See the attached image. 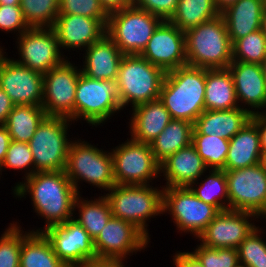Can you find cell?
I'll return each mask as SVG.
<instances>
[{
	"label": "cell",
	"instance_id": "8d00e7d4",
	"mask_svg": "<svg viewBox=\"0 0 266 267\" xmlns=\"http://www.w3.org/2000/svg\"><path fill=\"white\" fill-rule=\"evenodd\" d=\"M266 58V35L259 29L232 45V61L262 65Z\"/></svg>",
	"mask_w": 266,
	"mask_h": 267
},
{
	"label": "cell",
	"instance_id": "7a4b0ae2",
	"mask_svg": "<svg viewBox=\"0 0 266 267\" xmlns=\"http://www.w3.org/2000/svg\"><path fill=\"white\" fill-rule=\"evenodd\" d=\"M206 68L183 65L166 72L159 99L172 119L195 123L205 110Z\"/></svg>",
	"mask_w": 266,
	"mask_h": 267
},
{
	"label": "cell",
	"instance_id": "d6a6232c",
	"mask_svg": "<svg viewBox=\"0 0 266 267\" xmlns=\"http://www.w3.org/2000/svg\"><path fill=\"white\" fill-rule=\"evenodd\" d=\"M189 188L205 203L216 206L220 211L229 210L227 179L224 170L208 169Z\"/></svg>",
	"mask_w": 266,
	"mask_h": 267
},
{
	"label": "cell",
	"instance_id": "b9f144b4",
	"mask_svg": "<svg viewBox=\"0 0 266 267\" xmlns=\"http://www.w3.org/2000/svg\"><path fill=\"white\" fill-rule=\"evenodd\" d=\"M59 14L82 15L108 22L109 12L100 0H59Z\"/></svg>",
	"mask_w": 266,
	"mask_h": 267
},
{
	"label": "cell",
	"instance_id": "30bf717a",
	"mask_svg": "<svg viewBox=\"0 0 266 267\" xmlns=\"http://www.w3.org/2000/svg\"><path fill=\"white\" fill-rule=\"evenodd\" d=\"M221 211L199 199L189 187H164L163 215L170 219L180 234H190L195 240Z\"/></svg>",
	"mask_w": 266,
	"mask_h": 267
},
{
	"label": "cell",
	"instance_id": "9f6ffc18",
	"mask_svg": "<svg viewBox=\"0 0 266 267\" xmlns=\"http://www.w3.org/2000/svg\"><path fill=\"white\" fill-rule=\"evenodd\" d=\"M262 68H263V72H264V77L266 79V58H265V60L262 63Z\"/></svg>",
	"mask_w": 266,
	"mask_h": 267
},
{
	"label": "cell",
	"instance_id": "2e32d148",
	"mask_svg": "<svg viewBox=\"0 0 266 267\" xmlns=\"http://www.w3.org/2000/svg\"><path fill=\"white\" fill-rule=\"evenodd\" d=\"M150 239L134 224L111 217L94 240L97 258L130 259L150 247Z\"/></svg>",
	"mask_w": 266,
	"mask_h": 267
},
{
	"label": "cell",
	"instance_id": "db71d44e",
	"mask_svg": "<svg viewBox=\"0 0 266 267\" xmlns=\"http://www.w3.org/2000/svg\"><path fill=\"white\" fill-rule=\"evenodd\" d=\"M0 5H20V0H0Z\"/></svg>",
	"mask_w": 266,
	"mask_h": 267
},
{
	"label": "cell",
	"instance_id": "6da1fadb",
	"mask_svg": "<svg viewBox=\"0 0 266 267\" xmlns=\"http://www.w3.org/2000/svg\"><path fill=\"white\" fill-rule=\"evenodd\" d=\"M11 191L18 200L29 196L34 213L45 220L44 226L34 227L31 232H42L73 219L78 193L65 171L35 172L24 181L16 182Z\"/></svg>",
	"mask_w": 266,
	"mask_h": 267
},
{
	"label": "cell",
	"instance_id": "d6986e66",
	"mask_svg": "<svg viewBox=\"0 0 266 267\" xmlns=\"http://www.w3.org/2000/svg\"><path fill=\"white\" fill-rule=\"evenodd\" d=\"M139 55L165 72L186 65L184 31L170 21L163 20Z\"/></svg>",
	"mask_w": 266,
	"mask_h": 267
},
{
	"label": "cell",
	"instance_id": "9c48e42d",
	"mask_svg": "<svg viewBox=\"0 0 266 267\" xmlns=\"http://www.w3.org/2000/svg\"><path fill=\"white\" fill-rule=\"evenodd\" d=\"M163 20L133 5L109 13L106 35L124 55H139Z\"/></svg>",
	"mask_w": 266,
	"mask_h": 267
},
{
	"label": "cell",
	"instance_id": "681fc988",
	"mask_svg": "<svg viewBox=\"0 0 266 267\" xmlns=\"http://www.w3.org/2000/svg\"><path fill=\"white\" fill-rule=\"evenodd\" d=\"M11 138L6 127L0 126V165L4 161Z\"/></svg>",
	"mask_w": 266,
	"mask_h": 267
},
{
	"label": "cell",
	"instance_id": "52a82bcc",
	"mask_svg": "<svg viewBox=\"0 0 266 267\" xmlns=\"http://www.w3.org/2000/svg\"><path fill=\"white\" fill-rule=\"evenodd\" d=\"M121 110L116 80L93 79L80 74L74 104V123L83 120L96 128L105 125Z\"/></svg>",
	"mask_w": 266,
	"mask_h": 267
},
{
	"label": "cell",
	"instance_id": "4fadbf2b",
	"mask_svg": "<svg viewBox=\"0 0 266 267\" xmlns=\"http://www.w3.org/2000/svg\"><path fill=\"white\" fill-rule=\"evenodd\" d=\"M69 59L43 75L42 107L47 116L69 118L74 125L76 88L82 71Z\"/></svg>",
	"mask_w": 266,
	"mask_h": 267
},
{
	"label": "cell",
	"instance_id": "9a60e30c",
	"mask_svg": "<svg viewBox=\"0 0 266 267\" xmlns=\"http://www.w3.org/2000/svg\"><path fill=\"white\" fill-rule=\"evenodd\" d=\"M7 49H0V88L14 105L42 106L43 74L7 57Z\"/></svg>",
	"mask_w": 266,
	"mask_h": 267
},
{
	"label": "cell",
	"instance_id": "ab89813d",
	"mask_svg": "<svg viewBox=\"0 0 266 267\" xmlns=\"http://www.w3.org/2000/svg\"><path fill=\"white\" fill-rule=\"evenodd\" d=\"M7 169L20 170L21 174L24 173L22 181L34 174V160L28 143L11 140L5 159L0 165L1 175L2 171Z\"/></svg>",
	"mask_w": 266,
	"mask_h": 267
},
{
	"label": "cell",
	"instance_id": "60d3db41",
	"mask_svg": "<svg viewBox=\"0 0 266 267\" xmlns=\"http://www.w3.org/2000/svg\"><path fill=\"white\" fill-rule=\"evenodd\" d=\"M191 251L203 267H236L239 263L238 250L234 248H211L200 242Z\"/></svg>",
	"mask_w": 266,
	"mask_h": 267
},
{
	"label": "cell",
	"instance_id": "f907efd6",
	"mask_svg": "<svg viewBox=\"0 0 266 267\" xmlns=\"http://www.w3.org/2000/svg\"><path fill=\"white\" fill-rule=\"evenodd\" d=\"M101 4L110 13L132 5L133 0H100Z\"/></svg>",
	"mask_w": 266,
	"mask_h": 267
},
{
	"label": "cell",
	"instance_id": "ee69618b",
	"mask_svg": "<svg viewBox=\"0 0 266 267\" xmlns=\"http://www.w3.org/2000/svg\"><path fill=\"white\" fill-rule=\"evenodd\" d=\"M179 0H133L132 5L143 9L162 20L169 21L174 15Z\"/></svg>",
	"mask_w": 266,
	"mask_h": 267
},
{
	"label": "cell",
	"instance_id": "5b68a950",
	"mask_svg": "<svg viewBox=\"0 0 266 267\" xmlns=\"http://www.w3.org/2000/svg\"><path fill=\"white\" fill-rule=\"evenodd\" d=\"M83 140V141H82ZM77 138L70 144L65 174L78 194L82 182L107 192L114 185L113 157L111 151L97 147L94 143ZM81 183V184H80Z\"/></svg>",
	"mask_w": 266,
	"mask_h": 267
},
{
	"label": "cell",
	"instance_id": "83f0119b",
	"mask_svg": "<svg viewBox=\"0 0 266 267\" xmlns=\"http://www.w3.org/2000/svg\"><path fill=\"white\" fill-rule=\"evenodd\" d=\"M232 75L228 68H206L205 110L238 108Z\"/></svg>",
	"mask_w": 266,
	"mask_h": 267
},
{
	"label": "cell",
	"instance_id": "74e56055",
	"mask_svg": "<svg viewBox=\"0 0 266 267\" xmlns=\"http://www.w3.org/2000/svg\"><path fill=\"white\" fill-rule=\"evenodd\" d=\"M263 227L253 230L237 248L239 263L246 267H266V239Z\"/></svg>",
	"mask_w": 266,
	"mask_h": 267
},
{
	"label": "cell",
	"instance_id": "3957f363",
	"mask_svg": "<svg viewBox=\"0 0 266 267\" xmlns=\"http://www.w3.org/2000/svg\"><path fill=\"white\" fill-rule=\"evenodd\" d=\"M155 186V187H154ZM117 185L107 193L112 217L126 220L139 228L150 240V219L163 215L162 185ZM161 188V189H160ZM150 220V221H149Z\"/></svg>",
	"mask_w": 266,
	"mask_h": 267
},
{
	"label": "cell",
	"instance_id": "11a10c76",
	"mask_svg": "<svg viewBox=\"0 0 266 267\" xmlns=\"http://www.w3.org/2000/svg\"><path fill=\"white\" fill-rule=\"evenodd\" d=\"M260 164L263 166V169L266 171V153L262 154Z\"/></svg>",
	"mask_w": 266,
	"mask_h": 267
},
{
	"label": "cell",
	"instance_id": "816d5d0a",
	"mask_svg": "<svg viewBox=\"0 0 266 267\" xmlns=\"http://www.w3.org/2000/svg\"><path fill=\"white\" fill-rule=\"evenodd\" d=\"M237 0H215L216 7L219 11H223L227 6L235 3Z\"/></svg>",
	"mask_w": 266,
	"mask_h": 267
},
{
	"label": "cell",
	"instance_id": "7dc6e473",
	"mask_svg": "<svg viewBox=\"0 0 266 267\" xmlns=\"http://www.w3.org/2000/svg\"><path fill=\"white\" fill-rule=\"evenodd\" d=\"M251 120L258 128L262 153H266V111L253 114Z\"/></svg>",
	"mask_w": 266,
	"mask_h": 267
},
{
	"label": "cell",
	"instance_id": "f546056e",
	"mask_svg": "<svg viewBox=\"0 0 266 267\" xmlns=\"http://www.w3.org/2000/svg\"><path fill=\"white\" fill-rule=\"evenodd\" d=\"M22 228V244L20 267H68L61 261L51 243L42 232L24 231Z\"/></svg>",
	"mask_w": 266,
	"mask_h": 267
},
{
	"label": "cell",
	"instance_id": "6f0895ef",
	"mask_svg": "<svg viewBox=\"0 0 266 267\" xmlns=\"http://www.w3.org/2000/svg\"><path fill=\"white\" fill-rule=\"evenodd\" d=\"M236 267H246V266H244L242 264H238Z\"/></svg>",
	"mask_w": 266,
	"mask_h": 267
},
{
	"label": "cell",
	"instance_id": "bcb514c9",
	"mask_svg": "<svg viewBox=\"0 0 266 267\" xmlns=\"http://www.w3.org/2000/svg\"><path fill=\"white\" fill-rule=\"evenodd\" d=\"M126 264L125 259L95 258L86 261L79 267H126Z\"/></svg>",
	"mask_w": 266,
	"mask_h": 267
},
{
	"label": "cell",
	"instance_id": "ffe728a7",
	"mask_svg": "<svg viewBox=\"0 0 266 267\" xmlns=\"http://www.w3.org/2000/svg\"><path fill=\"white\" fill-rule=\"evenodd\" d=\"M106 25L107 23L103 19L75 14H59L52 28L64 55L66 51L71 52V49L78 53L80 50L82 52L99 41L106 34Z\"/></svg>",
	"mask_w": 266,
	"mask_h": 267
},
{
	"label": "cell",
	"instance_id": "7402d4cb",
	"mask_svg": "<svg viewBox=\"0 0 266 267\" xmlns=\"http://www.w3.org/2000/svg\"><path fill=\"white\" fill-rule=\"evenodd\" d=\"M207 170L195 147L190 144L179 149L160 165V178L162 176L166 181L163 187H189Z\"/></svg>",
	"mask_w": 266,
	"mask_h": 267
},
{
	"label": "cell",
	"instance_id": "1f68e13d",
	"mask_svg": "<svg viewBox=\"0 0 266 267\" xmlns=\"http://www.w3.org/2000/svg\"><path fill=\"white\" fill-rule=\"evenodd\" d=\"M46 116L42 106L14 105L4 126L8 130L11 140L29 143Z\"/></svg>",
	"mask_w": 266,
	"mask_h": 267
},
{
	"label": "cell",
	"instance_id": "7bdbcfd3",
	"mask_svg": "<svg viewBox=\"0 0 266 267\" xmlns=\"http://www.w3.org/2000/svg\"><path fill=\"white\" fill-rule=\"evenodd\" d=\"M30 27L26 23L20 5H0V30L5 33L20 34Z\"/></svg>",
	"mask_w": 266,
	"mask_h": 267
},
{
	"label": "cell",
	"instance_id": "4dcf8cb0",
	"mask_svg": "<svg viewBox=\"0 0 266 267\" xmlns=\"http://www.w3.org/2000/svg\"><path fill=\"white\" fill-rule=\"evenodd\" d=\"M194 124L172 119L165 129L150 143L156 162L161 165L179 149L192 144Z\"/></svg>",
	"mask_w": 266,
	"mask_h": 267
},
{
	"label": "cell",
	"instance_id": "277c9868",
	"mask_svg": "<svg viewBox=\"0 0 266 267\" xmlns=\"http://www.w3.org/2000/svg\"><path fill=\"white\" fill-rule=\"evenodd\" d=\"M187 64L207 69L228 68L232 43L222 15L185 32Z\"/></svg>",
	"mask_w": 266,
	"mask_h": 267
},
{
	"label": "cell",
	"instance_id": "f6af8a7d",
	"mask_svg": "<svg viewBox=\"0 0 266 267\" xmlns=\"http://www.w3.org/2000/svg\"><path fill=\"white\" fill-rule=\"evenodd\" d=\"M174 267H203L198 258L190 251H177L172 254Z\"/></svg>",
	"mask_w": 266,
	"mask_h": 267
},
{
	"label": "cell",
	"instance_id": "5bb4252c",
	"mask_svg": "<svg viewBox=\"0 0 266 267\" xmlns=\"http://www.w3.org/2000/svg\"><path fill=\"white\" fill-rule=\"evenodd\" d=\"M15 40L18 58H12L43 75L68 59L61 52L52 27L29 28Z\"/></svg>",
	"mask_w": 266,
	"mask_h": 267
},
{
	"label": "cell",
	"instance_id": "4316f807",
	"mask_svg": "<svg viewBox=\"0 0 266 267\" xmlns=\"http://www.w3.org/2000/svg\"><path fill=\"white\" fill-rule=\"evenodd\" d=\"M262 150L257 125L250 120L229 140V150L222 170H235L260 163Z\"/></svg>",
	"mask_w": 266,
	"mask_h": 267
},
{
	"label": "cell",
	"instance_id": "f1b7e54d",
	"mask_svg": "<svg viewBox=\"0 0 266 267\" xmlns=\"http://www.w3.org/2000/svg\"><path fill=\"white\" fill-rule=\"evenodd\" d=\"M101 195L100 193L96 198L94 196L89 200L88 196L84 198L78 194L74 204L73 220L80 224L93 240L97 238L112 217L109 201L104 194ZM76 214L77 216H75Z\"/></svg>",
	"mask_w": 266,
	"mask_h": 267
},
{
	"label": "cell",
	"instance_id": "c3c4849f",
	"mask_svg": "<svg viewBox=\"0 0 266 267\" xmlns=\"http://www.w3.org/2000/svg\"><path fill=\"white\" fill-rule=\"evenodd\" d=\"M13 107L14 104L11 101L10 97L5 93L3 89L0 88V126L5 125L7 117Z\"/></svg>",
	"mask_w": 266,
	"mask_h": 267
},
{
	"label": "cell",
	"instance_id": "f35d334b",
	"mask_svg": "<svg viewBox=\"0 0 266 267\" xmlns=\"http://www.w3.org/2000/svg\"><path fill=\"white\" fill-rule=\"evenodd\" d=\"M0 235V267H20L21 223L12 221Z\"/></svg>",
	"mask_w": 266,
	"mask_h": 267
},
{
	"label": "cell",
	"instance_id": "d590c367",
	"mask_svg": "<svg viewBox=\"0 0 266 267\" xmlns=\"http://www.w3.org/2000/svg\"><path fill=\"white\" fill-rule=\"evenodd\" d=\"M20 7L30 28L53 27L59 15V0H20Z\"/></svg>",
	"mask_w": 266,
	"mask_h": 267
},
{
	"label": "cell",
	"instance_id": "836d02e7",
	"mask_svg": "<svg viewBox=\"0 0 266 267\" xmlns=\"http://www.w3.org/2000/svg\"><path fill=\"white\" fill-rule=\"evenodd\" d=\"M220 14L215 0H179L176 11L169 21L185 32Z\"/></svg>",
	"mask_w": 266,
	"mask_h": 267
},
{
	"label": "cell",
	"instance_id": "ac0fdd59",
	"mask_svg": "<svg viewBox=\"0 0 266 267\" xmlns=\"http://www.w3.org/2000/svg\"><path fill=\"white\" fill-rule=\"evenodd\" d=\"M256 214L238 210L221 211L199 235L197 242L211 248L237 249L259 225ZM256 221V222H255Z\"/></svg>",
	"mask_w": 266,
	"mask_h": 267
},
{
	"label": "cell",
	"instance_id": "8fae6325",
	"mask_svg": "<svg viewBox=\"0 0 266 267\" xmlns=\"http://www.w3.org/2000/svg\"><path fill=\"white\" fill-rule=\"evenodd\" d=\"M110 151L115 184L153 185V181L158 177L160 179V165L154 158L150 144L135 141L130 137Z\"/></svg>",
	"mask_w": 266,
	"mask_h": 267
},
{
	"label": "cell",
	"instance_id": "603a6c76",
	"mask_svg": "<svg viewBox=\"0 0 266 267\" xmlns=\"http://www.w3.org/2000/svg\"><path fill=\"white\" fill-rule=\"evenodd\" d=\"M129 133L135 141L150 144L170 123L172 117L158 98L138 104L129 111Z\"/></svg>",
	"mask_w": 266,
	"mask_h": 267
},
{
	"label": "cell",
	"instance_id": "cb8c5ba5",
	"mask_svg": "<svg viewBox=\"0 0 266 267\" xmlns=\"http://www.w3.org/2000/svg\"><path fill=\"white\" fill-rule=\"evenodd\" d=\"M80 67L85 76L93 79L116 80L124 54L105 34L83 51Z\"/></svg>",
	"mask_w": 266,
	"mask_h": 267
},
{
	"label": "cell",
	"instance_id": "7c38bea8",
	"mask_svg": "<svg viewBox=\"0 0 266 267\" xmlns=\"http://www.w3.org/2000/svg\"><path fill=\"white\" fill-rule=\"evenodd\" d=\"M227 179L229 210L266 214V171L259 163L253 166L224 170Z\"/></svg>",
	"mask_w": 266,
	"mask_h": 267
},
{
	"label": "cell",
	"instance_id": "e575fe53",
	"mask_svg": "<svg viewBox=\"0 0 266 267\" xmlns=\"http://www.w3.org/2000/svg\"><path fill=\"white\" fill-rule=\"evenodd\" d=\"M192 145L208 169H223L229 150V140L217 135L192 134Z\"/></svg>",
	"mask_w": 266,
	"mask_h": 267
},
{
	"label": "cell",
	"instance_id": "d4e9b609",
	"mask_svg": "<svg viewBox=\"0 0 266 267\" xmlns=\"http://www.w3.org/2000/svg\"><path fill=\"white\" fill-rule=\"evenodd\" d=\"M251 117V113L241 107L231 110H204L196 119L192 134H214L230 140Z\"/></svg>",
	"mask_w": 266,
	"mask_h": 267
},
{
	"label": "cell",
	"instance_id": "44dd1931",
	"mask_svg": "<svg viewBox=\"0 0 266 267\" xmlns=\"http://www.w3.org/2000/svg\"><path fill=\"white\" fill-rule=\"evenodd\" d=\"M228 69L233 78L239 107L251 115L265 112L266 79L262 65L232 61Z\"/></svg>",
	"mask_w": 266,
	"mask_h": 267
},
{
	"label": "cell",
	"instance_id": "e0dca14e",
	"mask_svg": "<svg viewBox=\"0 0 266 267\" xmlns=\"http://www.w3.org/2000/svg\"><path fill=\"white\" fill-rule=\"evenodd\" d=\"M52 249L68 267H79L95 259L94 240L75 220L46 228L42 231Z\"/></svg>",
	"mask_w": 266,
	"mask_h": 267
},
{
	"label": "cell",
	"instance_id": "f5cc1de1",
	"mask_svg": "<svg viewBox=\"0 0 266 267\" xmlns=\"http://www.w3.org/2000/svg\"><path fill=\"white\" fill-rule=\"evenodd\" d=\"M260 30L266 35V4L263 9Z\"/></svg>",
	"mask_w": 266,
	"mask_h": 267
},
{
	"label": "cell",
	"instance_id": "ba28073f",
	"mask_svg": "<svg viewBox=\"0 0 266 267\" xmlns=\"http://www.w3.org/2000/svg\"><path fill=\"white\" fill-rule=\"evenodd\" d=\"M69 118L46 116L39 124L29 146L34 160V173L64 171L71 142Z\"/></svg>",
	"mask_w": 266,
	"mask_h": 267
},
{
	"label": "cell",
	"instance_id": "484cf974",
	"mask_svg": "<svg viewBox=\"0 0 266 267\" xmlns=\"http://www.w3.org/2000/svg\"><path fill=\"white\" fill-rule=\"evenodd\" d=\"M265 4L266 0H237L221 11L232 45L261 28Z\"/></svg>",
	"mask_w": 266,
	"mask_h": 267
},
{
	"label": "cell",
	"instance_id": "8992f818",
	"mask_svg": "<svg viewBox=\"0 0 266 267\" xmlns=\"http://www.w3.org/2000/svg\"><path fill=\"white\" fill-rule=\"evenodd\" d=\"M165 75L140 55H124L116 79L122 109L158 99Z\"/></svg>",
	"mask_w": 266,
	"mask_h": 267
}]
</instances>
